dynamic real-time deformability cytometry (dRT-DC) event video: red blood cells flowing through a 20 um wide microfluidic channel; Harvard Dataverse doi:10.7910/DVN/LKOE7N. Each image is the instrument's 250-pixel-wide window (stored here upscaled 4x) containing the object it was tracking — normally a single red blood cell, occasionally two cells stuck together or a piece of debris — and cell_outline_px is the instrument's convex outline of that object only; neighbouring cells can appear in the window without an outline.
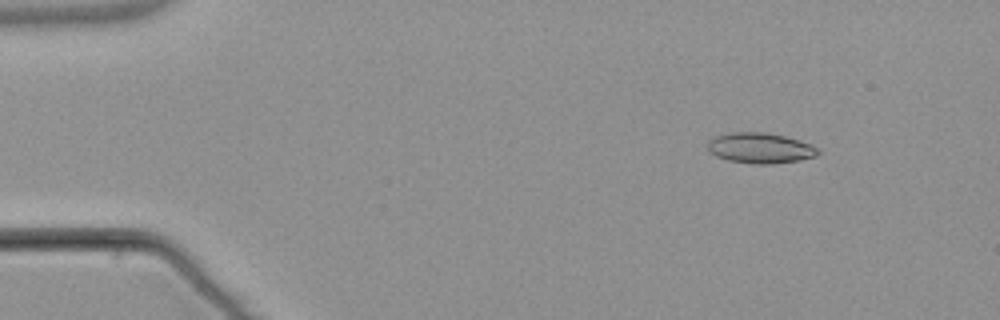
{"species": "common noctule bat (a hibernating species)", "species_latin": "Nyctalus noctula", "temperature_condition": "warm", "stored_images_in_passage": 54, "camera_frame_rate_fps": 3000, "um_per_image_px": 0.085, "animal": {"sex": "male", "body_mass_g": 21.5, "forearm_length_mm": 52.0}, "frame": {"image": 1, "passage_image": 7, "time_ms": 2.0, "image_size_px": [1000, 320], "cell_outline_px": [[820, 152], [816, 156], [800, 160], [772, 164], [752, 164], [728, 160], [716, 156], [708, 152], [708, 140], [716, 136], [732, 132], [764, 132], [784, 136], [812, 144], [820, 148]], "centroid_in_image_um": [64.63, 12.59], "position_along_channel_um": 20.4, "area_um2": 19.77}}
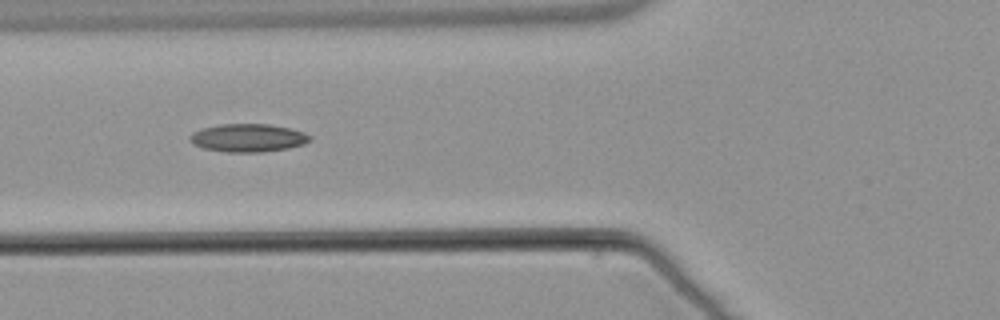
{"frame": {"image": 2, "passage_image": 21, "time_ms": 6.667, "image_size_px": [1000, 320], "cell_outline_px": [[312, 140], [304, 144], [288, 148], [260, 152], [228, 152], [204, 148], [192, 144], [188, 140], [188, 136], [192, 132], [200, 128], [220, 124], [268, 124], [292, 128], [304, 132], [312, 136]], "centroid_in_image_um": [21.07, 11.71], "position_along_channel_um": 104.7, "area_um2": 19.88}}
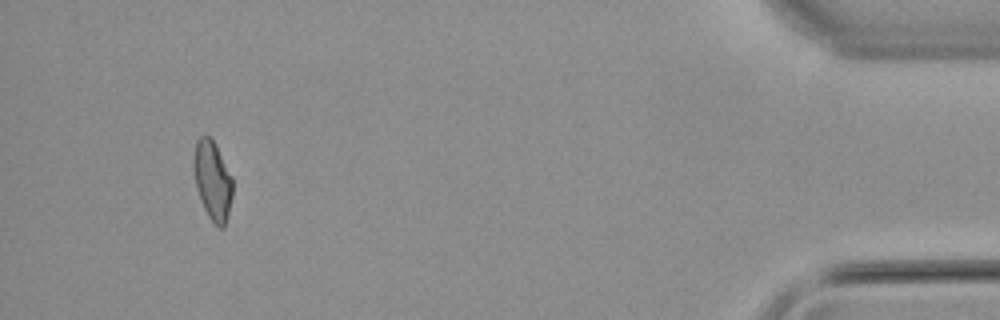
{"frame": {"image": 3, "passage_image": 51, "time_ms": 16.667, "image_size_px": [1000, 320], "cell_outline_px": [[232, 196], [224, 228], [220, 228], [208, 216], [204, 208], [196, 184], [192, 164], [196, 140], [200, 136], [208, 136], [216, 144], [232, 176]], "centroid_in_image_um": [18.06, 15.3], "position_along_channel_um": 417.1, "area_um2": 17.74}, "authors_computed_cell_mechanics": {"area_um2": 18.6116, "velocity_mm_per_s": 3.834, "shape_relaxation_time_tau1_ms": null, "shape_relaxation_time_tau2_ms": 6.0315, "deformation_change_tau1": null, "deformation_change_tau2": 0.1335}}